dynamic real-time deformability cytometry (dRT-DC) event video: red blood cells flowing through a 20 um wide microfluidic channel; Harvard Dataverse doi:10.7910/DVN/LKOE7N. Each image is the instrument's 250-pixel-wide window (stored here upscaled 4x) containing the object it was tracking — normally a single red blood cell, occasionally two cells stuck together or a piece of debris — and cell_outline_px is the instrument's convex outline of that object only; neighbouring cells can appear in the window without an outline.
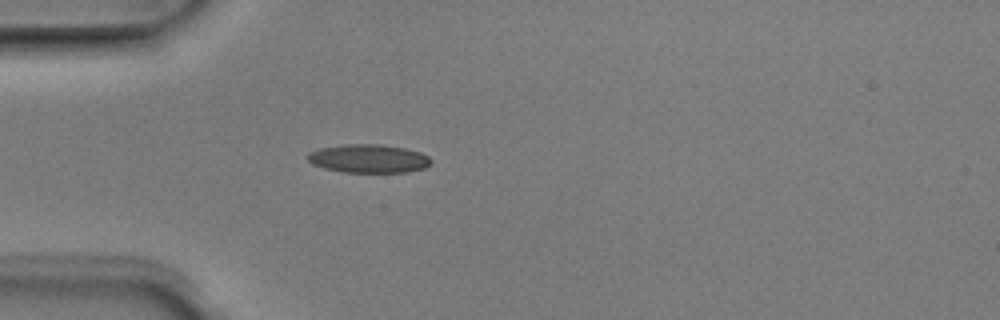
{"species": "Egyptian fruit bat (a non-hibernating species)", "species_latin": "Rousettus aegyptiacus", "temperature_condition": "room temperature", "stored_images_in_passage": 1, "camera_frame_rate_fps": 3000, "um_per_image_px": 0.085, "animal": {"sex": "male"}, "frame": {"image": 1, "passage_image": 1, "time_ms": 0.0, "image_size_px": [1000, 320], "cell_outline_px": [[432, 160], [424, 168], [408, 172], [344, 172], [324, 168], [312, 164], [308, 160], [308, 152], [320, 148], [344, 144], [380, 144], [404, 148], [420, 152], [428, 156]], "centroid_in_image_um": [31.31, 13.47], "position_along_channel_um": 53.7, "area_um2": 20.4}}